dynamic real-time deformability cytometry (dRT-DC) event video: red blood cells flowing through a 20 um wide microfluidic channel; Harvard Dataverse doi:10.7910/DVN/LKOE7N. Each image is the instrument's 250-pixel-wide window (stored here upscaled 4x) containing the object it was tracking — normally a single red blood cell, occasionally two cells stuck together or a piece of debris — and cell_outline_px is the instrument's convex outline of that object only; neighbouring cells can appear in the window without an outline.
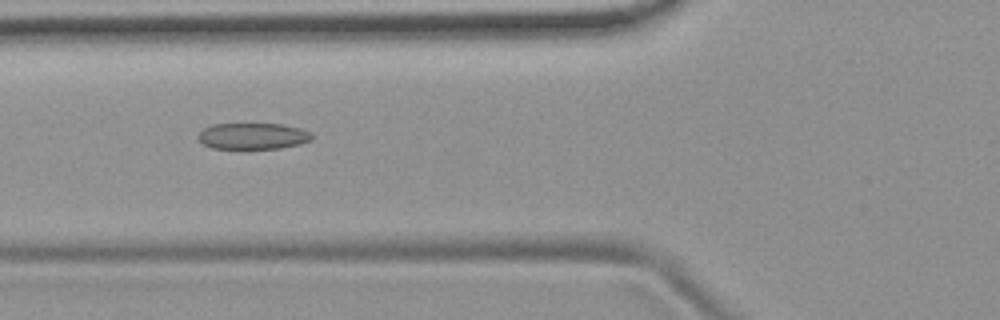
{"species": "common noctule bat (a hibernating species)", "species_latin": "Nyctalus noctula", "temperature_condition": "room temperature", "stored_images_in_passage": 13, "camera_frame_rate_fps": 3000, "um_per_image_px": 0.085, "animal": {"sex": "female", "body_mass_g": 19.9}, "frame": {"image": 1, "passage_image": 3, "time_ms": 0.667, "image_size_px": [1000, 320], "cell_outline_px": [[312, 140], [300, 144], [280, 148], [212, 148], [204, 144], [196, 136], [204, 128], [212, 124], [284, 124], [300, 128], [308, 132], [312, 136]], "centroid_in_image_um": [21.49, 11.56], "position_along_channel_um": 104.3, "area_um2": 17.28}}